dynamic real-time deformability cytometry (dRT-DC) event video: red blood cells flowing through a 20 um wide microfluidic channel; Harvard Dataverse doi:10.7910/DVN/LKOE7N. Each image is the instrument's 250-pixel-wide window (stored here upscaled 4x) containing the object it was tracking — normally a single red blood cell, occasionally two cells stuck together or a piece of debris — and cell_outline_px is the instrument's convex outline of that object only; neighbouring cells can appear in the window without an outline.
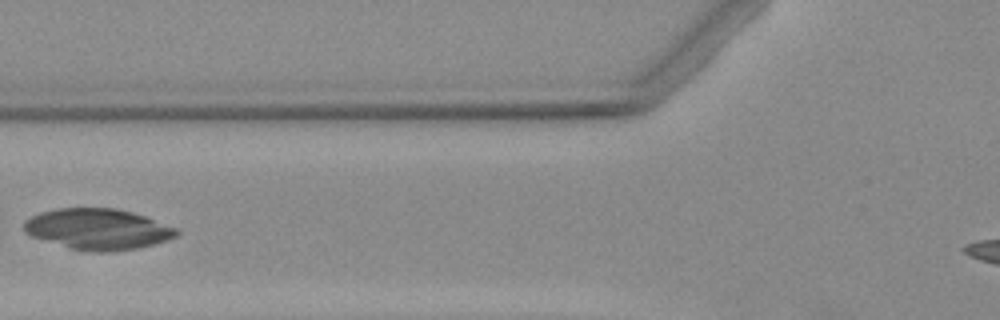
{"species": "Egyptian fruit bat (a non-hibernating species)", "species_latin": "Rousettus aegyptiacus", "temperature_condition": "warm", "stored_images_in_passage": 3, "camera_frame_rate_fps": 3000, "um_per_image_px": 0.085, "animal": {"sex": "female"}, "frame": {"image": 1, "passage_image": 3, "time_ms": 2.667, "image_size_px": [1000, 320], "cell_outline_px": [[180, 232], [176, 236], [140, 248], [112, 252], [96, 252], [68, 248], [32, 236], [24, 232], [24, 220], [40, 212], [56, 208], [116, 208], [132, 212], [144, 216], [176, 228]], "centroid_in_image_um": [8.29, 19.47], "position_along_channel_um": 117.5, "area_um2": 36.24}}